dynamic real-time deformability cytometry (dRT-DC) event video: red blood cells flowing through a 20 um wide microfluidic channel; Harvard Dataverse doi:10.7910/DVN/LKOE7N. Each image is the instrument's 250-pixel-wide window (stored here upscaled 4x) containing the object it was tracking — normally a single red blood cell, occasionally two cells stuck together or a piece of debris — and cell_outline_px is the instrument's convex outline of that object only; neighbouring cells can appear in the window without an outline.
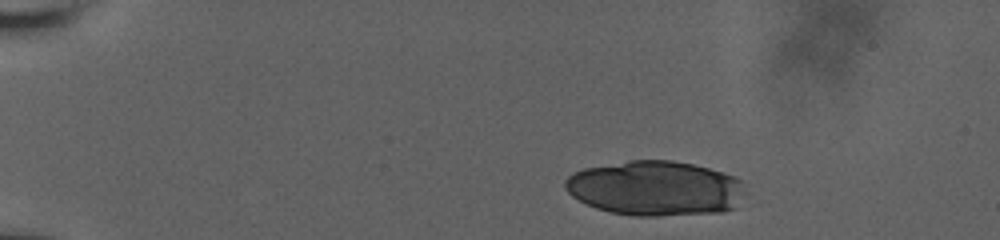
{"species": "human", "species_latin": "Homo sapiens", "temperature_condition": "room temperature", "stored_images_in_passage": 10, "camera_frame_rate_fps": 3000, "um_per_image_px": 0.085, "donor": {"sex": "male"}, "frame": {"image": 1, "passage_image": 1, "time_ms": 0.0, "image_size_px": [1000, 240], "cell_outline_px": [[748, 192], [736, 208], [720, 212], [656, 216], [632, 216], [612, 212], [596, 208], [572, 196], [568, 192], [564, 184], [564, 180], [572, 172], [584, 168], [628, 160], [672, 160], [692, 164], [708, 168], [736, 176], [740, 180]], "centroid_in_image_um": [55.74, 16.0], "position_along_channel_um": 29.3, "area_um2": 58.09}}
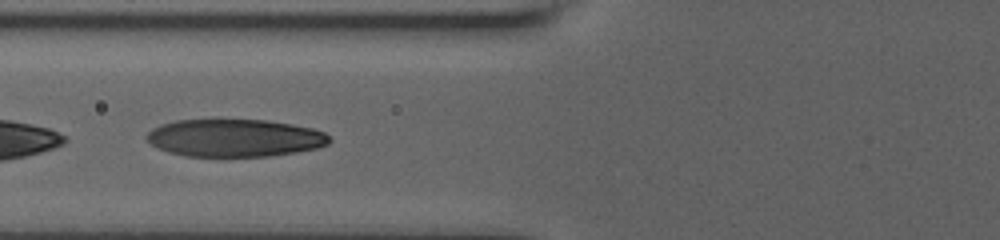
{"frame": {"image": 2, "passage_image": 6, "time_ms": 5.0, "image_size_px": [1000, 240], "cell_outline_px": [[332, 140], [328, 144], [316, 148], [296, 152], [268, 156], [184, 156], [168, 152], [152, 144], [148, 140], [148, 132], [152, 128], [160, 124], [176, 120], [268, 120], [292, 124], [312, 128], [324, 132]], "centroid_in_image_um": [19.96, 11.72], "position_along_channel_um": 105.8, "area_um2": 39.88}}
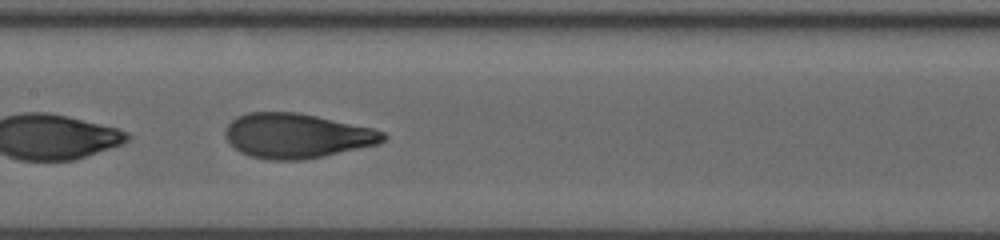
{"frame": {"image": 3, "passage_image": 8, "time_ms": 7.0, "image_size_px": [1000, 240], "cell_outline_px": [[388, 136], [380, 144], [324, 156], [304, 160], [268, 160], [248, 156], [240, 152], [224, 136], [224, 128], [236, 116], [248, 112], [296, 112], [316, 116], [372, 128], [384, 132]], "centroid_in_image_um": [25.21, 11.55], "position_along_channel_um": 182.2, "area_um2": 41.33}}